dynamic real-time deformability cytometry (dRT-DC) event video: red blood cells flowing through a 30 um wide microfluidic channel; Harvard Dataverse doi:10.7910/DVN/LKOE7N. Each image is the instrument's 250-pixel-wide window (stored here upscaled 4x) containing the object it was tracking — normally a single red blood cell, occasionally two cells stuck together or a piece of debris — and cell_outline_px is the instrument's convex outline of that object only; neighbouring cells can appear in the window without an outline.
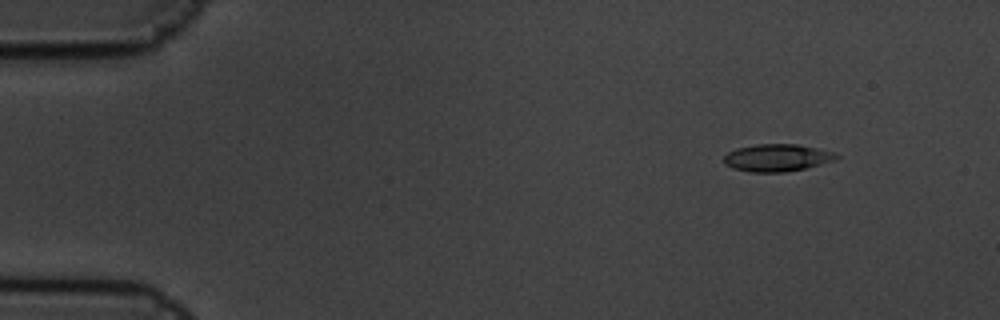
{"species": "common noctule bat (a hibernating species)", "species_latin": "Nyctalus noctula", "temperature_condition": "cold", "stored_images_in_passage": 5, "camera_frame_rate_fps": 3000, "um_per_image_px": 0.085, "animal": {"sex": "male", "body_mass_g": 19.5, "forearm_length_mm": 54.6}, "frame": {"image": 1, "passage_image": 2, "time_ms": 0.333, "image_size_px": [1000, 320], "cell_outline_px": [[840, 156], [836, 160], [804, 168], [784, 172], [748, 172], [724, 164], [724, 156], [728, 152], [736, 148], [756, 144], [796, 144], [832, 152]], "centroid_in_image_um": [66.02, 13.4], "position_along_channel_um": 19.0, "area_um2": 17.69}}
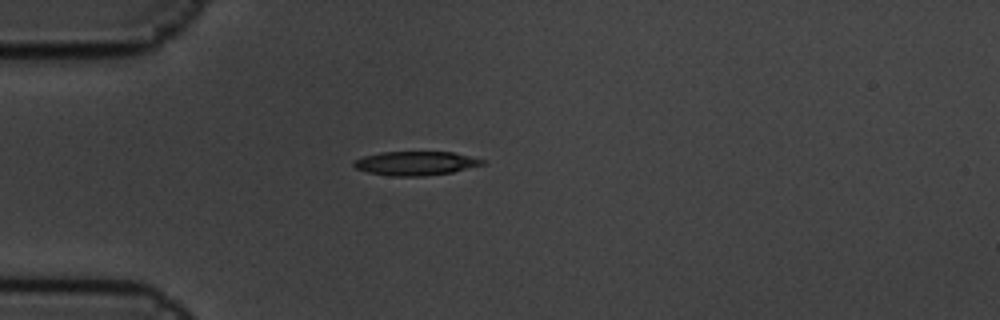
{"frame": {"image": 2, "passage_image": 5, "time_ms": 1.333, "image_size_px": [1000, 320], "cell_outline_px": [[484, 164], [452, 172], [424, 176], [392, 176], [368, 172], [356, 168], [352, 164], [352, 160], [364, 156], [380, 152], [452, 152], [484, 160]], "centroid_in_image_um": [35.28, 13.88], "position_along_channel_um": 49.7, "area_um2": 17.8}}